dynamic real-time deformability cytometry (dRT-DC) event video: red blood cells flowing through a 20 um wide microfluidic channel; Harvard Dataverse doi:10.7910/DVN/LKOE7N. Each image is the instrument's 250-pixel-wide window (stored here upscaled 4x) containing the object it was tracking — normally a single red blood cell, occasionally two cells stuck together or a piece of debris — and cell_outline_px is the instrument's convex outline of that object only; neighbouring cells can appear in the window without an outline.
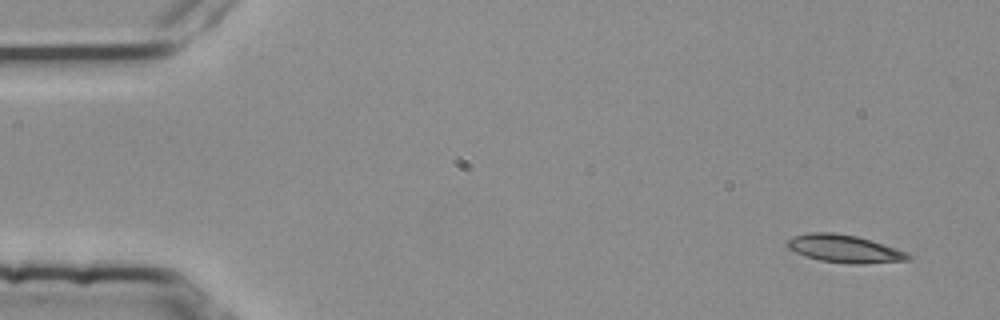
{"species": "common noctule bat (a hibernating species)", "species_latin": "Nyctalus noctula", "temperature_condition": "room temperature", "stored_images_in_passage": 5, "camera_frame_rate_fps": 3000, "um_per_image_px": 0.085, "animal": {"sex": "female", "body_mass_g": 25.1}, "frame": {"image": 1, "passage_image": 1, "time_ms": 0.0, "image_size_px": [1000, 320], "cell_outline_px": [[912, 260], [856, 264], [820, 260], [804, 256], [788, 248], [784, 244], [788, 240], [796, 236], [808, 232], [832, 232], [856, 236], [872, 240], [908, 252], [912, 256]], "centroid_in_image_um": [71.8, 21.14], "position_along_channel_um": 13.2, "area_um2": 19.54}}